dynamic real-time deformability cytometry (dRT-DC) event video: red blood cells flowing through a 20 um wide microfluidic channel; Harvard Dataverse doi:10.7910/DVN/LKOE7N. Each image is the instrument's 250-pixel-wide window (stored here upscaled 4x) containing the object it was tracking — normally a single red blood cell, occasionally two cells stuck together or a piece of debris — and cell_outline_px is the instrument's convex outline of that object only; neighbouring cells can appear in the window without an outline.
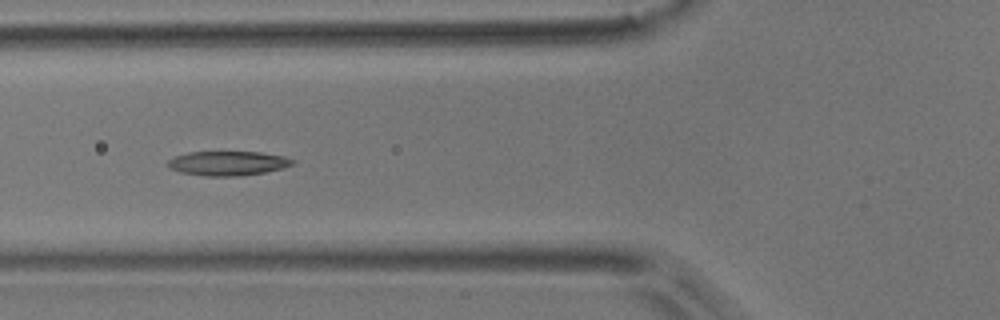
{"species": "common noctule bat (a hibernating species)", "species_latin": "Nyctalus noctula", "temperature_condition": "room temperature", "stored_images_in_passage": 7, "camera_frame_rate_fps": 3000, "um_per_image_px": 0.085, "animal": {"sex": "male", "body_mass_g": 17.9}, "frame": {"image": 1, "passage_image": 5, "time_ms": 1.333, "image_size_px": [1000, 320], "cell_outline_px": [[296, 160], [292, 164], [280, 168], [264, 172], [236, 176], [204, 176], [180, 172], [168, 168], [168, 160], [176, 156], [188, 152], [260, 152], [284, 156]], "centroid_in_image_um": [19.33, 13.87], "position_along_channel_um": 106.5, "area_um2": 17.57}}
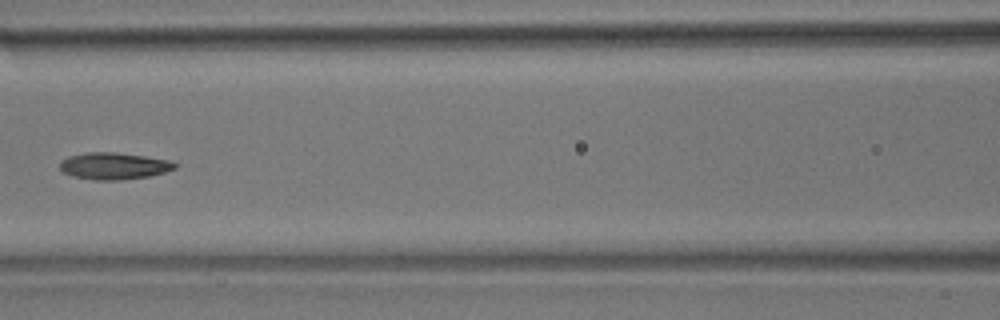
{"frame": {"image": 2, "passage_image": 6, "time_ms": 1.667, "image_size_px": [1000, 320], "cell_outline_px": [[180, 164], [176, 168], [164, 172], [148, 176], [120, 180], [96, 180], [72, 176], [64, 172], [60, 168], [60, 160], [68, 156], [88, 152], [116, 152], [144, 156], [168, 160]], "centroid_in_image_um": [9.68, 14.1], "position_along_channel_um": 156.9, "area_um2": 17.98}}
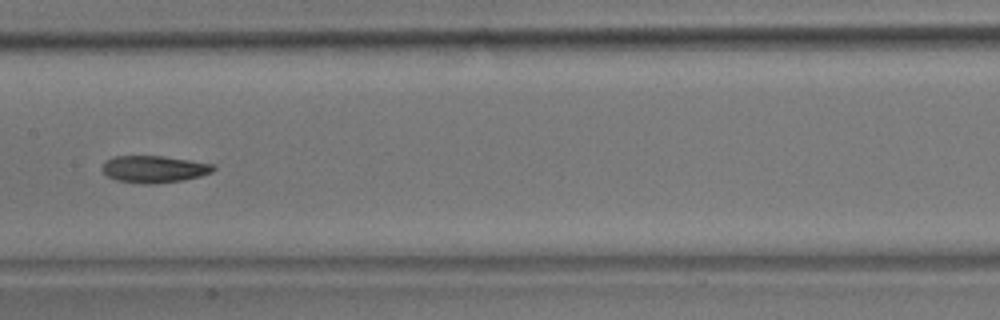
{"frame": {"image": 3, "passage_image": 7, "time_ms": 2.0, "image_size_px": [1000, 320], "cell_outline_px": [[216, 168], [212, 172], [200, 176], [180, 180], [152, 184], [144, 184], [116, 180], [108, 176], [100, 168], [104, 160], [112, 156], [164, 156], [216, 164]], "centroid_in_image_um": [13.08, 14.36], "position_along_channel_um": 194.3, "area_um2": 17.63}}